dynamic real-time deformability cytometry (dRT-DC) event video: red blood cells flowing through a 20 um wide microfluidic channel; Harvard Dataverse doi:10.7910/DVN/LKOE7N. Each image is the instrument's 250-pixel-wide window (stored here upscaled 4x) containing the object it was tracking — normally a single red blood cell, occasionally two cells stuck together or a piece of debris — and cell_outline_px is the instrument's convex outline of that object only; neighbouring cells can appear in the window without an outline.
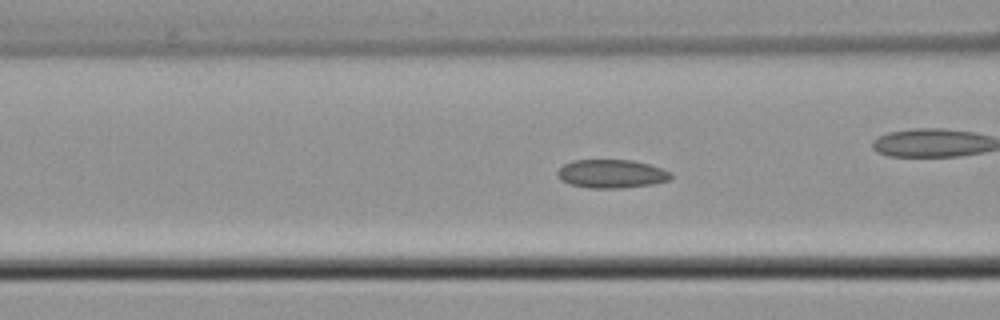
{"species": "common noctule bat (a hibernating species)", "species_latin": "Nyctalus noctula", "temperature_condition": "cold", "stored_images_in_passage": 39, "camera_frame_rate_fps": 3000, "um_per_image_px": 0.085, "animal": {"sex": "male", "body_mass_g": 21.5, "forearm_length_mm": 52.0}, "frame": {"image": 1, "passage_image": 12, "time_ms": 3.667, "image_size_px": [1000, 320], "cell_outline_px": [[672, 176], [668, 180], [652, 184], [620, 188], [592, 188], [572, 184], [560, 180], [556, 176], [556, 172], [564, 164], [572, 160], [632, 160], [648, 164], [672, 172]], "centroid_in_image_um": [51.95, 14.76], "position_along_channel_um": 114.6, "area_um2": 18.73}, "authors_computed_cell_mechanics": {"area_um2": 18.9584, "velocity_mm_per_s": 3.8314, "shape_relaxation_time_tau1_ms": null, "shape_relaxation_time_tau2_ms": 2.3076, "deformation_change_tau1": null, "deformation_change_tau2": 0.0614}}